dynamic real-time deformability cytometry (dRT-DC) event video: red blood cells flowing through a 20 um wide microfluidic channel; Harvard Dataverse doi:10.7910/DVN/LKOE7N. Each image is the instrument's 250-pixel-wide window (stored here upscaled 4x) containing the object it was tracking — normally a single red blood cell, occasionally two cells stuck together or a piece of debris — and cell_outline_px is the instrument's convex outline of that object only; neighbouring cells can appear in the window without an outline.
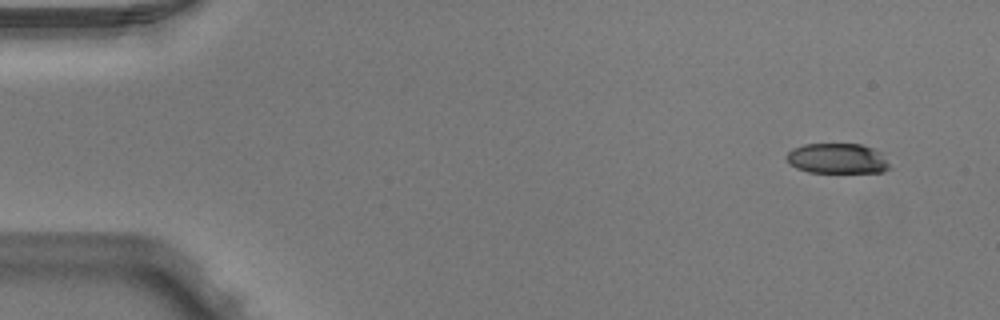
{"species": "Egyptian fruit bat (a non-hibernating species)", "species_latin": "Rousettus aegyptiacus", "temperature_condition": "warm", "stored_images_in_passage": 4, "camera_frame_rate_fps": 3000, "um_per_image_px": 0.085, "animal": {"sex": "male"}, "frame": {"image": 1, "passage_image": 1, "time_ms": 0.0, "image_size_px": [1000, 320], "cell_outline_px": [[892, 168], [884, 172], [808, 172], [796, 168], [788, 164], [784, 156], [792, 148], [804, 144], [860, 144], [872, 148], [880, 152]], "centroid_in_image_um": [71.13, 13.48], "position_along_channel_um": 13.9, "area_um2": 18.32}}
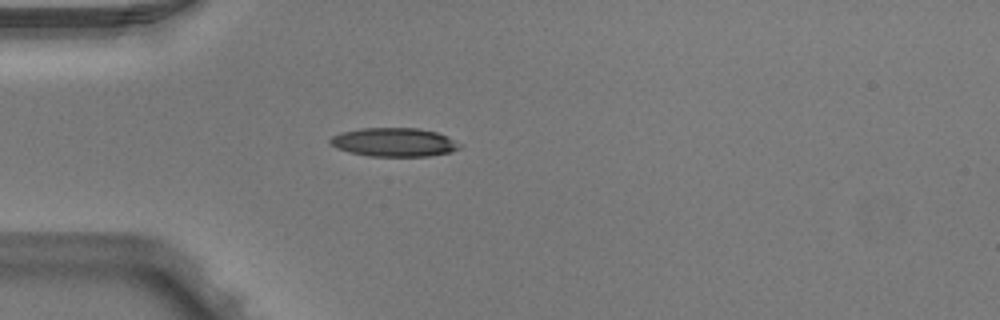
{"frame": {"image": 2, "passage_image": 4, "time_ms": 1.0, "image_size_px": [1000, 320], "cell_outline_px": [[464, 144], [460, 148], [452, 152], [428, 156], [368, 156], [336, 148], [328, 140], [332, 136], [340, 132], [360, 128], [420, 128], [436, 132], [448, 136]], "centroid_in_image_um": [33.55, 12.08], "position_along_channel_um": 51.5, "area_um2": 21.85}}